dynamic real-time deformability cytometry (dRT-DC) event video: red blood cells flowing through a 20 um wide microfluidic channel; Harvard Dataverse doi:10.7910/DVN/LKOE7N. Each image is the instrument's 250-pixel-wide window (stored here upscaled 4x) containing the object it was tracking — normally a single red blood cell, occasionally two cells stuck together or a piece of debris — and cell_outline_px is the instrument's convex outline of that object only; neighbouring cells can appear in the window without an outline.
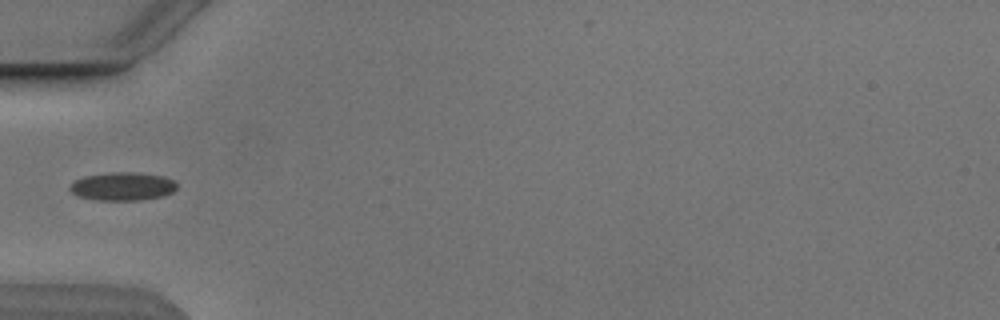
{"species": "Egyptian fruit bat (a non-hibernating species)", "species_latin": "Rousettus aegyptiacus", "temperature_condition": "cold", "stored_images_in_passage": 7, "camera_frame_rate_fps": 3000, "um_per_image_px": 0.085, "animal": {"sex": "male"}, "frame": {"image": 1, "passage_image": 6, "time_ms": 5.667, "image_size_px": [1000, 320], "cell_outline_px": [[176, 188], [172, 192], [164, 196], [140, 200], [96, 200], [76, 196], [68, 188], [76, 180], [84, 176], [112, 172], [140, 172], [164, 176], [172, 180], [176, 184]], "centroid_in_image_um": [10.42, 15.84], "position_along_channel_um": 74.6, "area_um2": 17.69}}